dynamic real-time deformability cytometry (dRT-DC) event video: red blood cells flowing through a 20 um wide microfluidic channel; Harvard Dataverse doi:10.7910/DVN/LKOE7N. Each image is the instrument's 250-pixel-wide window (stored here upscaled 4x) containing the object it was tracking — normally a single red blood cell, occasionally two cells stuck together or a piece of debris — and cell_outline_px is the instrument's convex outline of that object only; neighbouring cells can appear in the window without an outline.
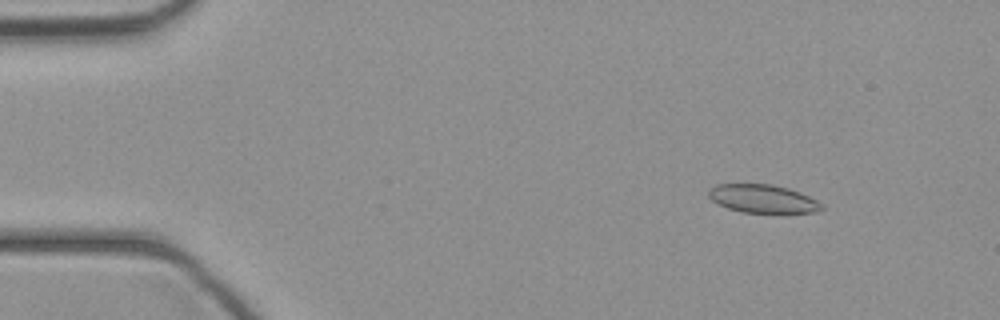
{"species": "common noctule bat (a hibernating species)", "species_latin": "Nyctalus noctula", "temperature_condition": "cold", "stored_images_in_passage": 45, "camera_frame_rate_fps": 3000, "um_per_image_px": 0.085, "animal": {"sex": "female", "body_mass_g": 21.9}, "frame": {"image": 1, "passage_image": 6, "time_ms": 1.667, "image_size_px": [1000, 320], "cell_outline_px": [[824, 208], [816, 212], [744, 212], [728, 208], [712, 200], [708, 196], [708, 188], [716, 184], [772, 184], [788, 188], [800, 192], [824, 204]], "centroid_in_image_um": [64.83, 16.88], "position_along_channel_um": 20.2, "area_um2": 18.5}}
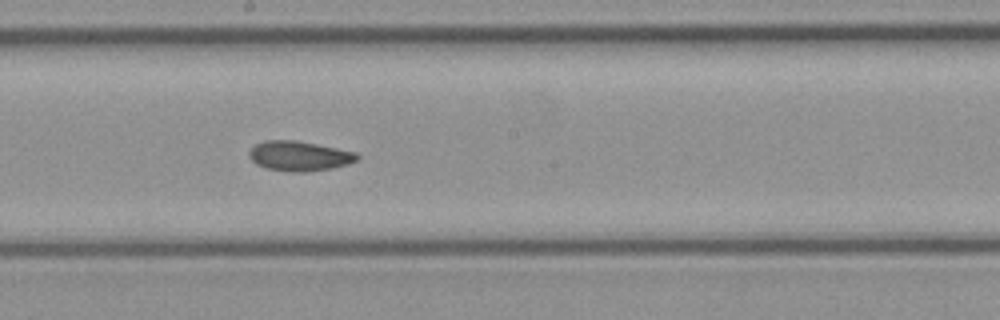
{"frame": {"image": 2, "passage_image": 25, "time_ms": 8.0, "image_size_px": [1000, 320], "cell_outline_px": [[360, 156], [356, 160], [348, 164], [332, 168], [308, 172], [292, 172], [268, 168], [256, 164], [248, 156], [248, 152], [256, 144], [264, 140], [296, 140], [356, 152]], "centroid_in_image_um": [25.43, 13.26], "position_along_channel_um": 222.8, "area_um2": 18.73}}
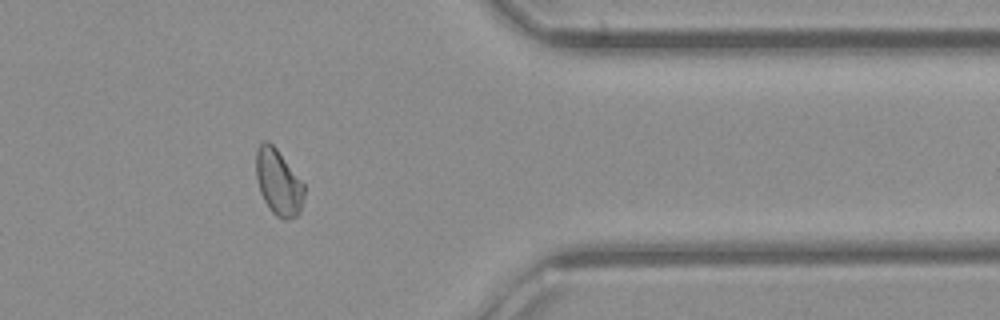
{"frame": {"image": 3, "passage_image": 37, "time_ms": 12.0, "image_size_px": [1000, 320], "cell_outline_px": [[304, 196], [300, 212], [296, 216], [288, 220], [284, 220], [276, 216], [268, 208], [260, 192], [256, 180], [256, 152], [260, 144], [264, 140], [268, 140], [276, 148], [304, 184]], "centroid_in_image_um": [23.65, 15.52], "position_along_channel_um": 387.7, "area_um2": 18.5}}